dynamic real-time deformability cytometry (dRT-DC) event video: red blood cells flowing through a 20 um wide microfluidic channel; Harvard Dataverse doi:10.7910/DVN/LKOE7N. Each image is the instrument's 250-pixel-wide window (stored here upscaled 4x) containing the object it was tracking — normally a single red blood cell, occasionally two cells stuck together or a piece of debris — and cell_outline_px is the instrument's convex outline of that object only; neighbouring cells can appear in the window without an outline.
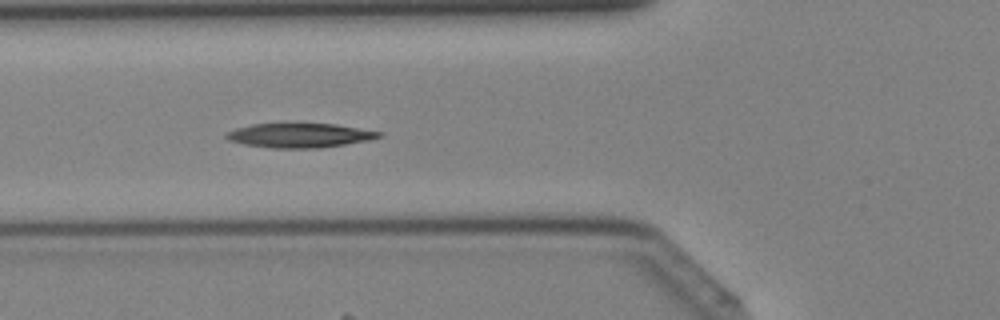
{"species": "Egyptian fruit bat (a non-hibernating species)", "species_latin": "Rousettus aegyptiacus", "temperature_condition": "cold", "stored_images_in_passage": 37, "camera_frame_rate_fps": 3000, "um_per_image_px": 0.085, "animal": {"sex": "female"}, "frame": {"image": 1, "passage_image": 15, "time_ms": 4.667, "image_size_px": [1000, 320], "cell_outline_px": [[384, 136], [368, 140], [320, 148], [272, 148], [244, 144], [228, 140], [224, 136], [228, 132], [236, 128], [252, 124], [336, 124], [384, 132]], "centroid_in_image_um": [25.5, 11.51], "position_along_channel_um": 100.3, "area_um2": 21.56}}
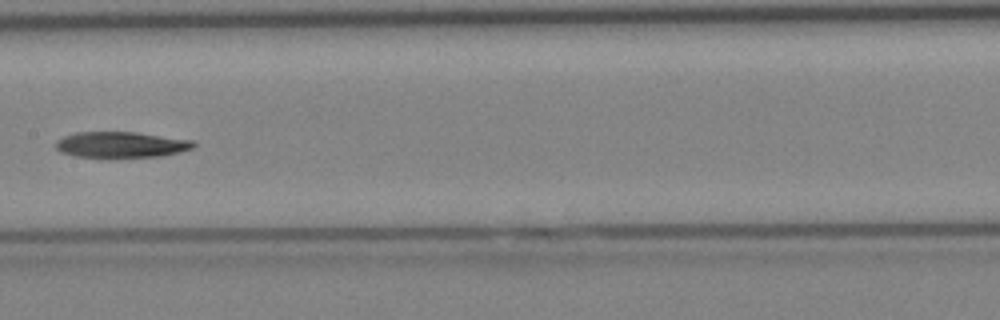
{"frame": {"image": 2, "passage_image": 21, "time_ms": 6.667, "image_size_px": [1000, 320], "cell_outline_px": [[196, 144], [192, 148], [160, 156], [76, 156], [60, 152], [56, 148], [56, 140], [64, 136], [76, 132], [136, 132], [192, 140]], "centroid_in_image_um": [10.26, 12.27], "position_along_channel_um": 197.1, "area_um2": 20.23}}
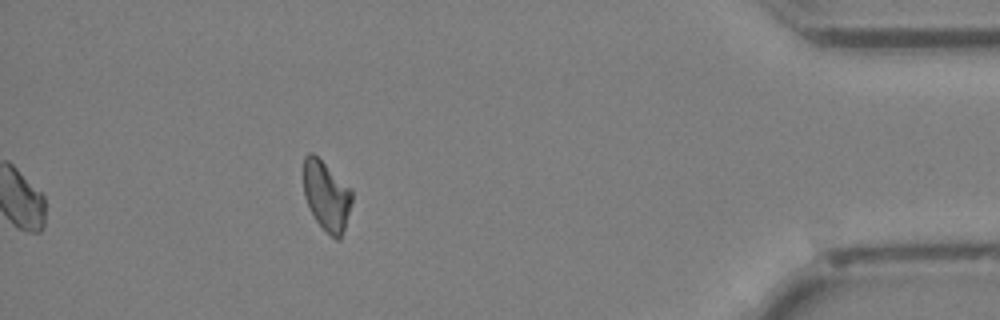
{"frame": {"image": 3, "passage_image": 37, "time_ms": 12.0, "image_size_px": [1000, 320], "cell_outline_px": [[352, 200], [344, 228], [340, 240], [336, 240], [316, 220], [304, 196], [304, 156], [308, 152], [312, 152], [352, 188]], "centroid_in_image_um": [27.76, 16.61], "position_along_channel_um": 407.4, "area_um2": 19.36}}